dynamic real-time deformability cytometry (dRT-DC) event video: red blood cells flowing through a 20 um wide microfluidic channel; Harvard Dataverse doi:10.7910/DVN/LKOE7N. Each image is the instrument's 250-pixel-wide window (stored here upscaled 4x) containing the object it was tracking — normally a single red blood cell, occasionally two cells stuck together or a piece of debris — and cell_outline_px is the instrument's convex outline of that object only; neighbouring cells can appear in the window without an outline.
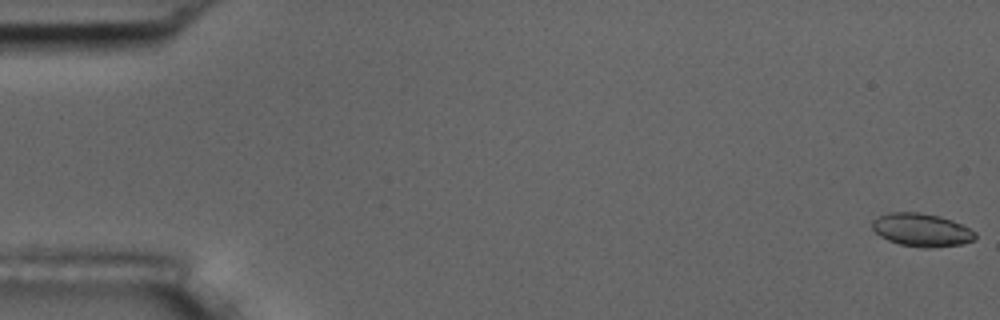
{"species": "common noctule bat (a hibernating species)", "species_latin": "Nyctalus noctula", "temperature_condition": "room temperature", "stored_images_in_passage": 4, "segment_of_instrument_passage": [2, 2], "camera_frame_rate_fps": 3000, "um_per_image_px": 0.085, "animal": {"sex": "male", "body_mass_g": 17.5, "forearm_length_mm": 52.3}, "frame": {"image": 1, "passage_image": 4, "time_ms": 3.667, "image_size_px": [1000, 320], "cell_outline_px": [[976, 240], [964, 244], [928, 248], [920, 248], [900, 244], [888, 240], [880, 236], [872, 228], [872, 220], [888, 212], [920, 212], [940, 216], [952, 220], [976, 232]], "centroid_in_image_um": [78.35, 19.55], "position_along_channel_um": 6.6, "area_um2": 20.0}}